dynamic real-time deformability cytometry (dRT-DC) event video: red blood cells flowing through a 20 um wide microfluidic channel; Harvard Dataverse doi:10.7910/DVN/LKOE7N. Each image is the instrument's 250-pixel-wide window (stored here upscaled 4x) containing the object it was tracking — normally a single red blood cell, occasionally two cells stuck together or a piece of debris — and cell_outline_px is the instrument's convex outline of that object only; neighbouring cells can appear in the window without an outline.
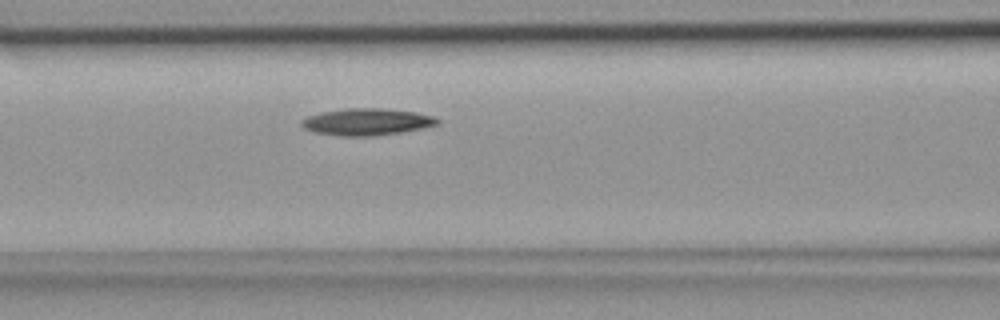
{"species": "common noctule bat (a hibernating species)", "species_latin": "Nyctalus noctula", "temperature_condition": "room temperature", "stored_images_in_passage": 6, "camera_frame_rate_fps": 3000, "um_per_image_px": 0.085, "animal": {"sex": "female", "body_mass_g": 18.4}, "frame": {"image": 1, "passage_image": 6, "time_ms": 1.667, "image_size_px": [1000, 320], "cell_outline_px": [[440, 124], [400, 132], [372, 136], [340, 136], [312, 132], [304, 128], [300, 124], [300, 120], [308, 116], [320, 112], [348, 108], [384, 108], [416, 112], [432, 116], [440, 120]], "centroid_in_image_um": [31.13, 10.35], "position_along_channel_um": 135.5, "area_um2": 21.33}}